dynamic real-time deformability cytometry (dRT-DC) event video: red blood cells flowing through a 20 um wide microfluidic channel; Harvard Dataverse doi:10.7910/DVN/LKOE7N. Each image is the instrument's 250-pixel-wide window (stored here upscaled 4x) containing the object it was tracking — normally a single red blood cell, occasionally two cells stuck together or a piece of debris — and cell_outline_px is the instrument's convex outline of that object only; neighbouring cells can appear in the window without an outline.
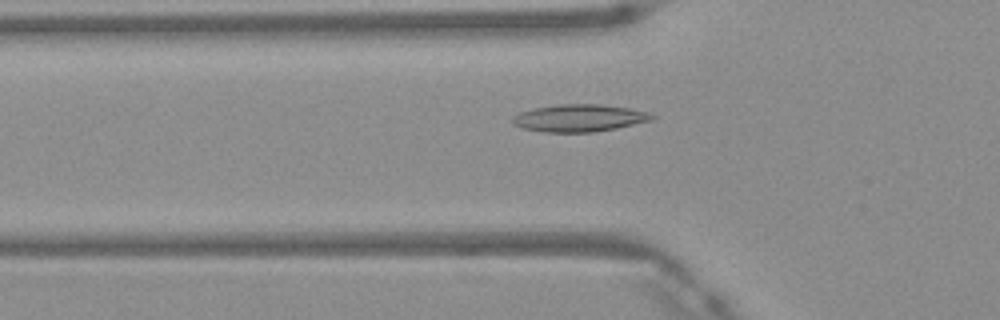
{"species": "Egyptian fruit bat (a non-hibernating species)", "species_latin": "Rousettus aegyptiacus", "temperature_condition": "warm", "stored_images_in_passage": 49, "camera_frame_rate_fps": 3000, "um_per_image_px": 0.085, "frame": {"image": 1, "passage_image": 17, "time_ms": 5.333, "image_size_px": [1000, 320], "cell_outline_px": [[656, 116], [652, 120], [616, 128], [592, 132], [544, 132], [524, 128], [512, 124], [512, 116], [520, 112], [536, 108], [560, 104], [600, 104], [628, 108], [652, 112]], "centroid_in_image_um": [49.26, 10.03], "position_along_channel_um": 76.5, "area_um2": 22.14}}
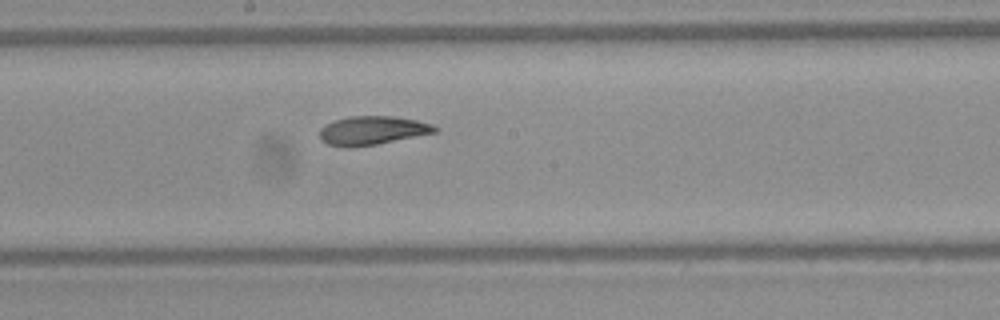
{"frame": {"image": 2, "passage_image": 27, "time_ms": 8.667, "image_size_px": [1000, 320], "cell_outline_px": [[440, 128], [436, 132], [376, 144], [352, 148], [344, 148], [328, 144], [320, 140], [320, 128], [336, 120], [352, 116], [392, 116], [416, 120], [432, 124]], "centroid_in_image_um": [31.64, 11.1], "position_along_channel_um": 216.6, "area_um2": 19.19}}
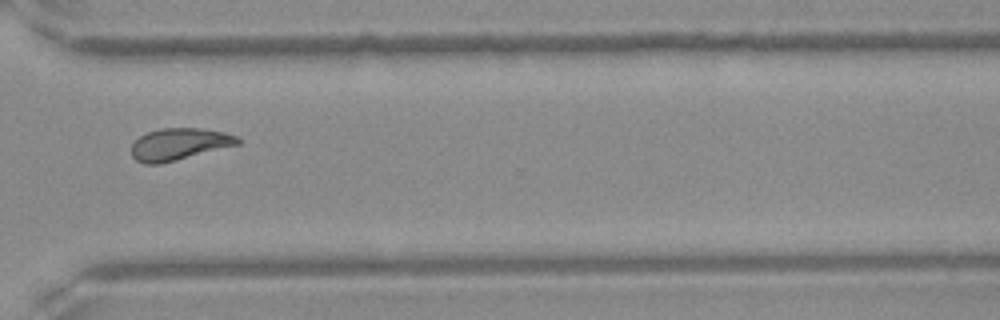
{"frame": {"image": 3, "passage_image": 37, "time_ms": 12.0, "image_size_px": [1000, 320], "cell_outline_px": [[240, 144], [160, 164], [144, 164], [136, 160], [132, 156], [132, 144], [140, 136], [148, 132], [160, 128], [196, 128], [224, 132], [236, 136], [240, 140]], "centroid_in_image_um": [15.21, 12.26], "position_along_channel_um": 355.4, "area_um2": 19.59}, "authors_computed_cell_mechanics": {"area_um2": 20.3456, "velocity_mm_per_s": 4.1621, "shape_relaxation_time_tau1_ms": 9.171, "shape_relaxation_time_tau2_ms": 2.0495, "deformation_change_tau1": 0.2304, "deformation_change_tau2": 0.0826}}